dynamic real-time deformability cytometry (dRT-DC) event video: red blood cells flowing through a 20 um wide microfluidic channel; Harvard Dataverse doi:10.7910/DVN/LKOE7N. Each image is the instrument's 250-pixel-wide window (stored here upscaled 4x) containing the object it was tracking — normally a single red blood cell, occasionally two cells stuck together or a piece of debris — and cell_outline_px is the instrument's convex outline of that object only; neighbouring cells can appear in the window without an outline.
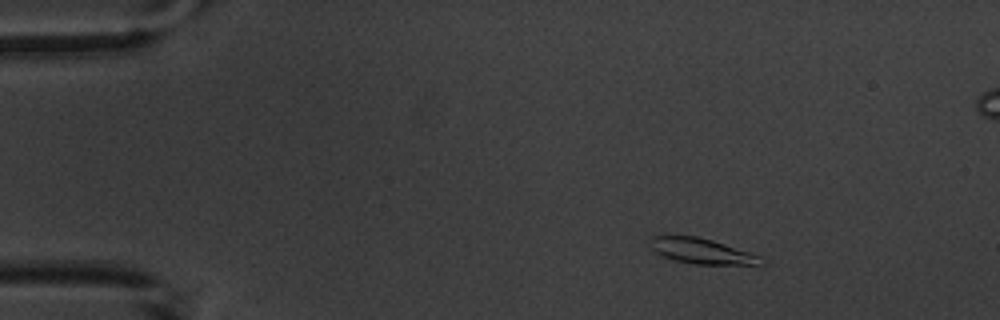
{"species": "common noctule bat (a hibernating species)", "species_latin": "Nyctalus noctula", "temperature_condition": "warm", "stored_images_in_passage": 4, "camera_frame_rate_fps": 3000, "um_per_image_px": 0.085, "animal": {"sex": "male", "body_mass_g": 20.1, "forearm_length_mm": 53.5}, "frame": {"image": 1, "passage_image": 2, "time_ms": 1.333, "image_size_px": [1000, 320], "cell_outline_px": [[764, 264], [760, 268], [696, 264], [676, 260], [664, 256], [656, 252], [652, 248], [648, 240], [652, 236], [696, 236], [712, 240], [760, 256], [764, 260]], "centroid_in_image_um": [59.81, 21.4], "position_along_channel_um": 25.2, "area_um2": 16.99}}